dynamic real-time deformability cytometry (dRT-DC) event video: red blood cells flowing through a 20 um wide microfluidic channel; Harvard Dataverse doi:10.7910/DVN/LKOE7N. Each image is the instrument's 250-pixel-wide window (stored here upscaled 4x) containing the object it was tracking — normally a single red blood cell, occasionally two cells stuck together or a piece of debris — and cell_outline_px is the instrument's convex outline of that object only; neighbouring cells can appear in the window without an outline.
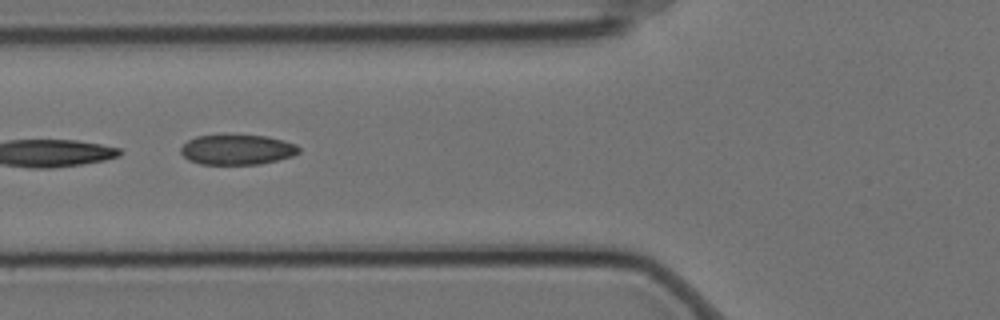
{"species": "Egyptian fruit bat (a non-hibernating species)", "species_latin": "Rousettus aegyptiacus", "temperature_condition": "cold", "stored_images_in_passage": 14, "camera_frame_rate_fps": 3000, "um_per_image_px": 0.085, "animal": {"sex": "female"}, "frame": {"image": 1, "passage_image": 5, "time_ms": 1.333, "image_size_px": [1000, 320], "cell_outline_px": [[300, 152], [292, 156], [260, 164], [200, 164], [188, 160], [180, 152], [180, 148], [188, 140], [196, 136], [268, 136], [284, 140], [296, 144], [300, 148]], "centroid_in_image_um": [20.17, 12.73], "position_along_channel_um": 105.6, "area_um2": 20.52}}
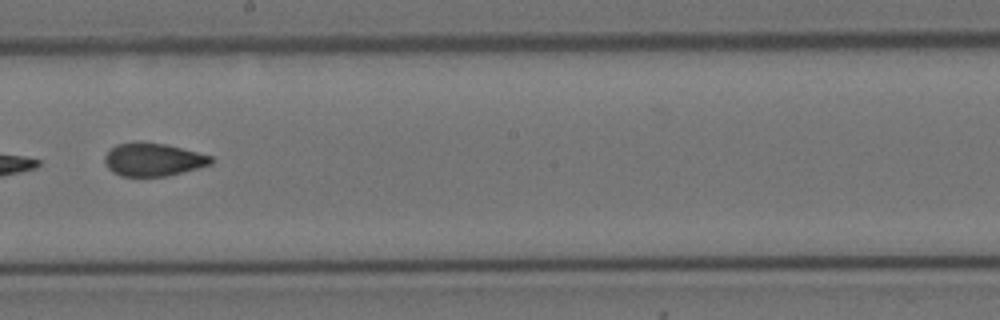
{"frame": {"image": 2, "passage_image": 8, "time_ms": 2.333, "image_size_px": [1000, 320], "cell_outline_px": [[212, 164], [168, 176], [120, 176], [112, 172], [108, 168], [104, 160], [104, 156], [116, 144], [136, 140], [164, 144], [212, 156]], "centroid_in_image_um": [12.97, 13.55], "position_along_channel_um": 235.2, "area_um2": 20.52}}
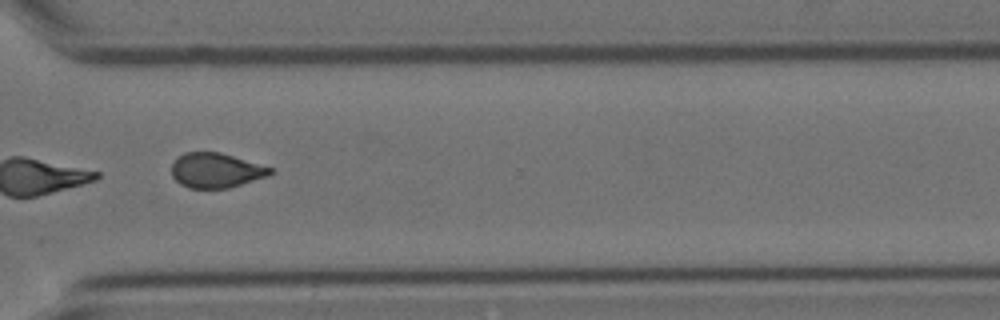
{"frame": {"image": 3, "passage_image": 11, "time_ms": 3.333, "image_size_px": [1000, 320], "cell_outline_px": [[272, 172], [268, 176], [228, 188], [188, 188], [180, 184], [172, 176], [172, 164], [176, 156], [184, 152], [220, 152], [272, 168]], "centroid_in_image_um": [18.31, 14.48], "position_along_channel_um": 352.3, "area_um2": 19.94}}